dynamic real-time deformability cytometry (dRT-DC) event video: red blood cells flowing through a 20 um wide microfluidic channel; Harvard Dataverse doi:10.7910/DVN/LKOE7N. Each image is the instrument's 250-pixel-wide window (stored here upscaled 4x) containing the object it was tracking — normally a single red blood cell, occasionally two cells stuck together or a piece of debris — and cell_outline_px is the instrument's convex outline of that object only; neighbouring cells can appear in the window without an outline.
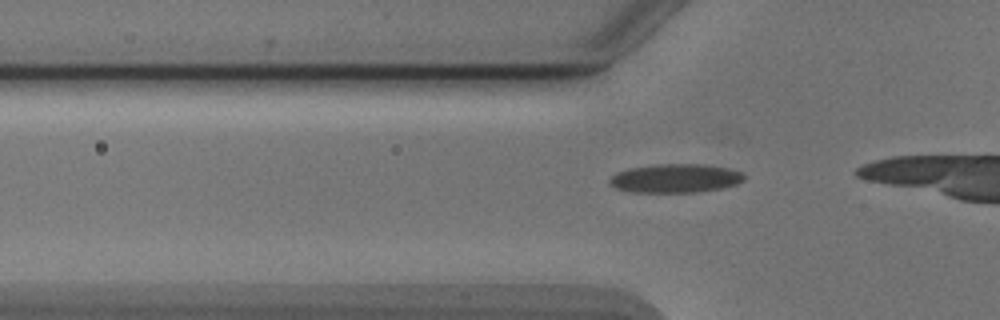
{"species": "Egyptian fruit bat (a non-hibernating species)", "species_latin": "Rousettus aegyptiacus", "temperature_condition": "cold", "stored_images_in_passage": 16, "camera_frame_rate_fps": 3000, "um_per_image_px": 0.085, "animal": {"sex": "male"}, "frame": {"image": 1, "passage_image": 11, "time_ms": 3.333, "image_size_px": [1000, 320], "cell_outline_px": [[744, 180], [736, 184], [720, 188], [696, 192], [632, 192], [616, 188], [608, 180], [616, 172], [628, 168], [656, 164], [700, 164], [728, 168], [744, 172]], "centroid_in_image_um": [57.41, 15.15], "position_along_channel_um": 68.4, "area_um2": 22.48}}
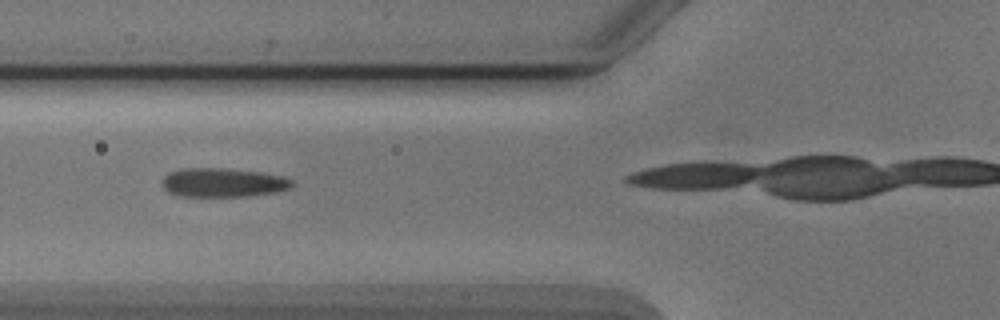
{"frame": {"image": 2, "passage_image": 14, "time_ms": 4.333, "image_size_px": [1000, 320], "cell_outline_px": [[292, 184], [288, 188], [272, 192], [248, 196], [180, 196], [168, 192], [160, 184], [160, 180], [168, 172], [184, 168], [224, 168], [260, 172], [284, 176], [292, 180]], "centroid_in_image_um": [18.87, 15.51], "position_along_channel_um": 106.9, "area_um2": 21.91}}